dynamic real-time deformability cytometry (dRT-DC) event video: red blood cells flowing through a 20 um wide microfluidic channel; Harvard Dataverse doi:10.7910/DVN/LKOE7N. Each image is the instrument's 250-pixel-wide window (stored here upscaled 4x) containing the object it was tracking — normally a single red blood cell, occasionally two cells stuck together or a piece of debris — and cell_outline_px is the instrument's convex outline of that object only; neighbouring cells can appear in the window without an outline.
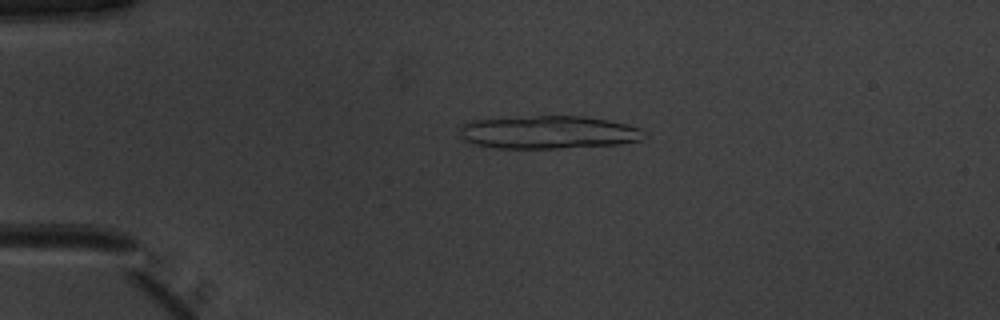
{"species": "common noctule bat (a hibernating species)", "species_latin": "Nyctalus noctula", "temperature_condition": "warm", "stored_images_in_passage": 21, "segment_of_instrument_passage": [1, 2], "camera_frame_rate_fps": 3000, "um_per_image_px": 0.085, "animal": {"sex": "male", "body_mass_g": 20.1, "forearm_length_mm": 53.5}, "frame": {"image": 1, "passage_image": 12, "time_ms": 3.667, "image_size_px": [1000, 320], "cell_outline_px": [[644, 132], [640, 140], [616, 144], [556, 148], [496, 148], [472, 144], [460, 140], [460, 124], [472, 120], [536, 116], [584, 116], [608, 120], [640, 128]], "centroid_in_image_um": [46.51, 11.24], "position_along_channel_um": 38.5, "area_um2": 35.37}}